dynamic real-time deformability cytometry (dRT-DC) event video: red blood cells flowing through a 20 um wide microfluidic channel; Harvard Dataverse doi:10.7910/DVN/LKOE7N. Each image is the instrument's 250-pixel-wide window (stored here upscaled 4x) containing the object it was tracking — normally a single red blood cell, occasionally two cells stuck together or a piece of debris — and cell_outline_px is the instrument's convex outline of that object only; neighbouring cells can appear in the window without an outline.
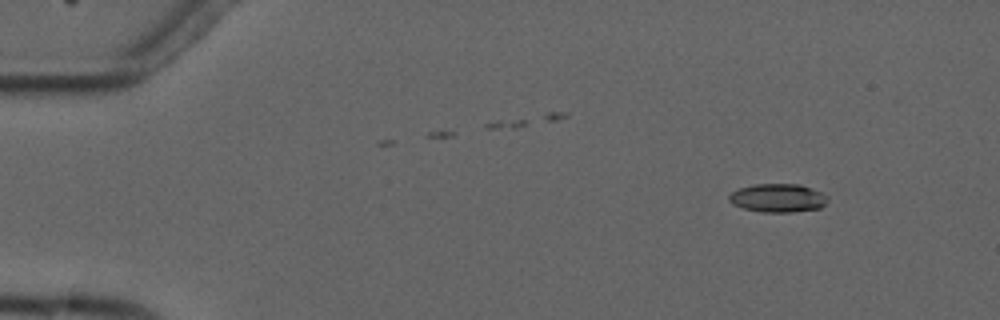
{"species": "common noctule bat (a hibernating species)", "species_latin": "Nyctalus noctula", "temperature_condition": "cold", "stored_images_in_passage": 2, "camera_frame_rate_fps": 3000, "um_per_image_px": 0.085, "animal": {"sex": "male", "forearm_length_mm": 52.5}, "frame": {"image": 1, "passage_image": 1, "time_ms": 0.0, "image_size_px": [1000, 320], "cell_outline_px": [[828, 200], [820, 208], [792, 212], [764, 212], [744, 208], [732, 204], [728, 200], [728, 196], [732, 192], [740, 188], [756, 184], [800, 184], [812, 188], [828, 196]], "centroid_in_image_um": [66.13, 16.82], "position_along_channel_um": 18.9, "area_um2": 16.3}}